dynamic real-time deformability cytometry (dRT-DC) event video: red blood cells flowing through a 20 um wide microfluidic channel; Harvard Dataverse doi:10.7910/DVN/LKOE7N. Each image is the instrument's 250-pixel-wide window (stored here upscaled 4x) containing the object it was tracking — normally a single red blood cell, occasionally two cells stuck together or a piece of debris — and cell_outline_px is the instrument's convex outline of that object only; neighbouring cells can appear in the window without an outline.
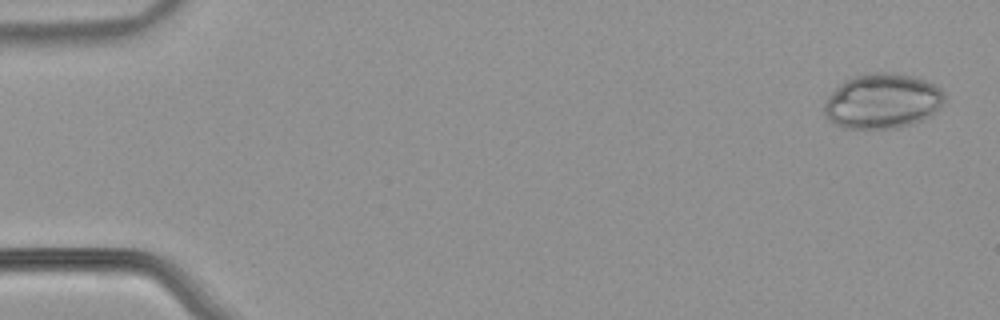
{"species": "common noctule bat (a hibernating species)", "species_latin": "Nyctalus noctula", "temperature_condition": "warm", "stored_images_in_passage": 54, "camera_frame_rate_fps": 3000, "um_per_image_px": 0.085, "animal": {"sex": "male", "body_mass_g": 21.5, "forearm_length_mm": 52.0}, "frame": {"image": 1, "passage_image": 2, "time_ms": 0.333, "image_size_px": [1000, 320], "cell_outline_px": [[944, 100], [940, 108], [932, 116], [912, 124], [900, 128], [844, 128], [828, 120], [824, 112], [824, 104], [828, 96], [844, 80], [856, 76], [876, 72], [888, 72], [912, 76], [924, 80], [940, 88], [944, 92]], "centroid_in_image_um": [75.02, 8.61], "position_along_channel_um": 10.0, "area_um2": 38.55}}
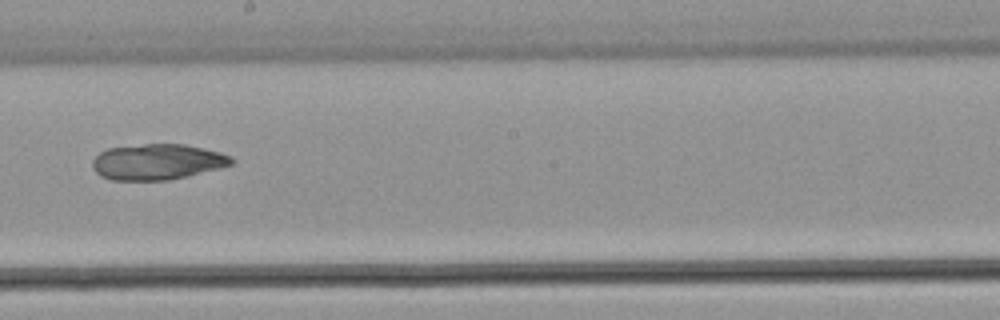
{"frame": {"image": 2, "passage_image": 31, "time_ms": 10.0, "image_size_px": [1000, 320], "cell_outline_px": [[236, 160], [232, 164], [220, 168], [188, 176], [168, 180], [112, 180], [100, 176], [92, 168], [92, 160], [100, 152], [108, 148], [144, 144], [184, 144], [204, 148], [220, 152], [232, 156]], "centroid_in_image_um": [13.39, 13.76], "position_along_channel_um": 234.8, "area_um2": 29.13}}
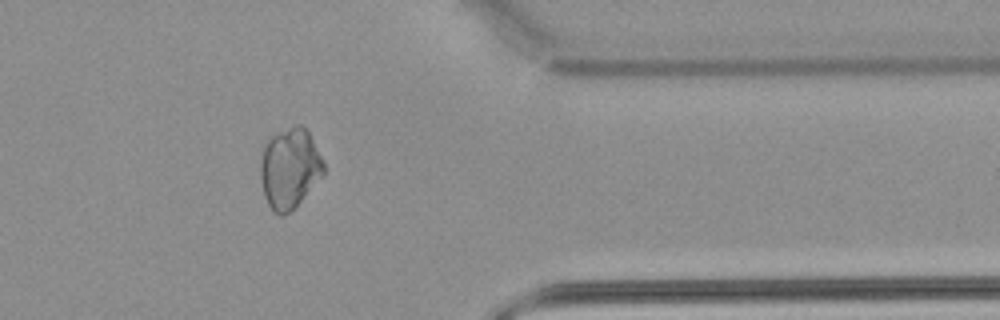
{"frame": {"image": 3, "passage_image": 44, "time_ms": 14.333, "image_size_px": [1000, 320], "cell_outline_px": [[324, 176], [296, 208], [284, 216], [280, 216], [272, 212], [264, 196], [260, 180], [260, 160], [264, 144], [272, 136], [296, 124], [300, 124], [308, 132], [324, 160]], "centroid_in_image_um": [24.63, 14.37], "position_along_channel_um": 386.8, "area_um2": 30.17}}